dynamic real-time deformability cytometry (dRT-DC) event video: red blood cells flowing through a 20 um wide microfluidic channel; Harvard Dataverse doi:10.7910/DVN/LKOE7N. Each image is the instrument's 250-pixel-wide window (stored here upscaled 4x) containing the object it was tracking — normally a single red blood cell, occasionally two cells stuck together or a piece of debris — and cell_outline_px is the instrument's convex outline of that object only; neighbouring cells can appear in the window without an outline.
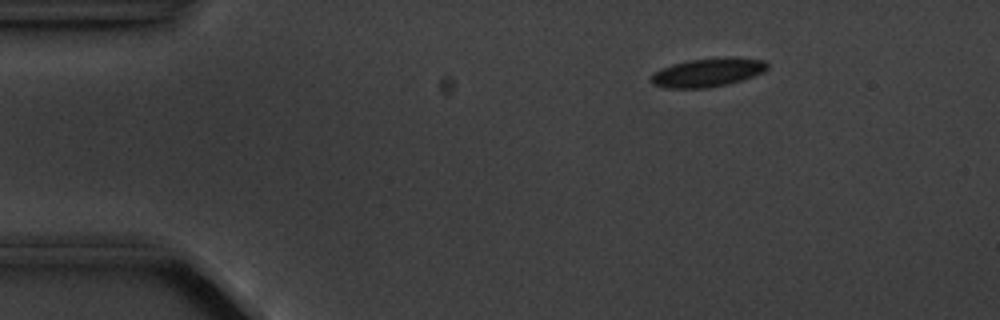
{"species": "common noctule bat (a hibernating species)", "species_latin": "Nyctalus noctula", "temperature_condition": "cold", "stored_images_in_passage": 5, "camera_frame_rate_fps": 3000, "um_per_image_px": 0.085, "animal": {"sex": "male", "body_mass_g": 20.1, "forearm_length_mm": 53.5}, "frame": {"image": 1, "passage_image": 3, "time_ms": 2.333, "image_size_px": [1000, 320], "cell_outline_px": [[768, 68], [764, 72], [728, 84], [708, 88], [664, 88], [652, 84], [648, 80], [660, 68], [672, 64], [688, 60], [724, 56], [732, 56], [764, 60], [768, 64]], "centroid_in_image_um": [60.15, 6.14], "position_along_channel_um": 24.9, "area_um2": 19.71}}